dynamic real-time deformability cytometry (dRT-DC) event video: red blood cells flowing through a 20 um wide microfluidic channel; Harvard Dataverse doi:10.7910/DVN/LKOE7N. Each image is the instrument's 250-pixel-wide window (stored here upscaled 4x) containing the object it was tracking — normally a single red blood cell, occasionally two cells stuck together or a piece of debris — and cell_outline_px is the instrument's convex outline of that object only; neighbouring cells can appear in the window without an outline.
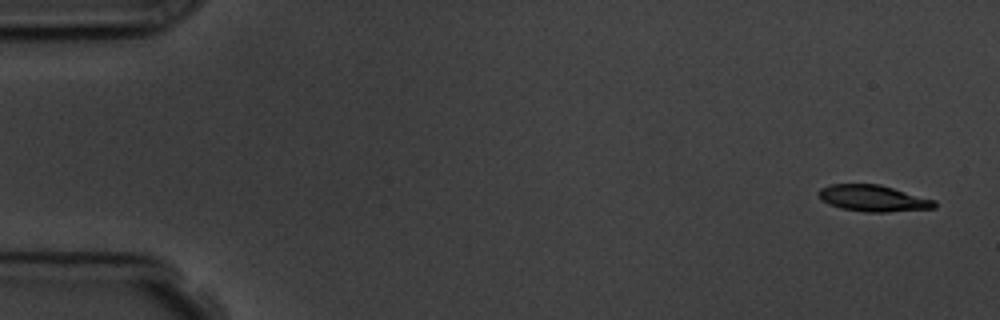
{"species": "common noctule bat (a hibernating species)", "species_latin": "Nyctalus noctula", "temperature_condition": "room temperature", "stored_images_in_passage": 5, "camera_frame_rate_fps": 3000, "um_per_image_px": 0.085, "animal": {"sex": "male", "body_mass_g": 19.5, "forearm_length_mm": 54.6}, "frame": {"image": 1, "passage_image": 1, "time_ms": 0.0, "image_size_px": [1000, 320], "cell_outline_px": [[936, 208], [888, 212], [864, 212], [840, 208], [828, 204], [820, 200], [816, 192], [820, 188], [832, 184], [880, 184], [936, 200]], "centroid_in_image_um": [74.2, 16.86], "position_along_channel_um": 10.8, "area_um2": 18.09}}
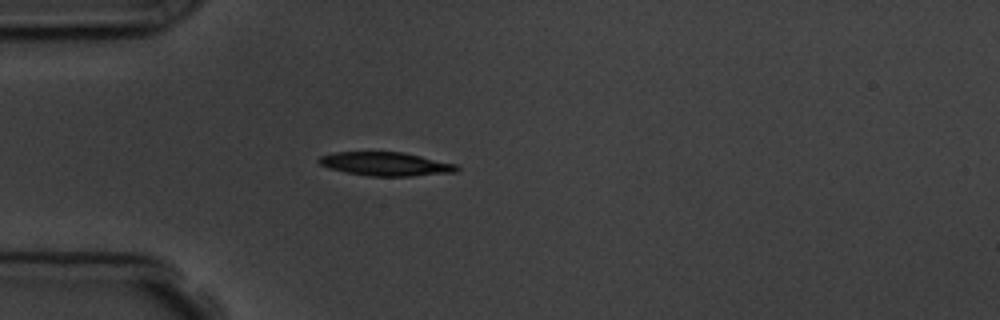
{"frame": {"image": 2, "passage_image": 5, "time_ms": 4.333, "image_size_px": [1000, 320], "cell_outline_px": [[460, 168], [456, 172], [412, 176], [368, 176], [328, 168], [320, 164], [316, 160], [320, 156], [336, 152], [400, 152], [420, 156], [456, 164]], "centroid_in_image_um": [32.77, 13.94], "position_along_channel_um": 52.2, "area_um2": 18.84}}